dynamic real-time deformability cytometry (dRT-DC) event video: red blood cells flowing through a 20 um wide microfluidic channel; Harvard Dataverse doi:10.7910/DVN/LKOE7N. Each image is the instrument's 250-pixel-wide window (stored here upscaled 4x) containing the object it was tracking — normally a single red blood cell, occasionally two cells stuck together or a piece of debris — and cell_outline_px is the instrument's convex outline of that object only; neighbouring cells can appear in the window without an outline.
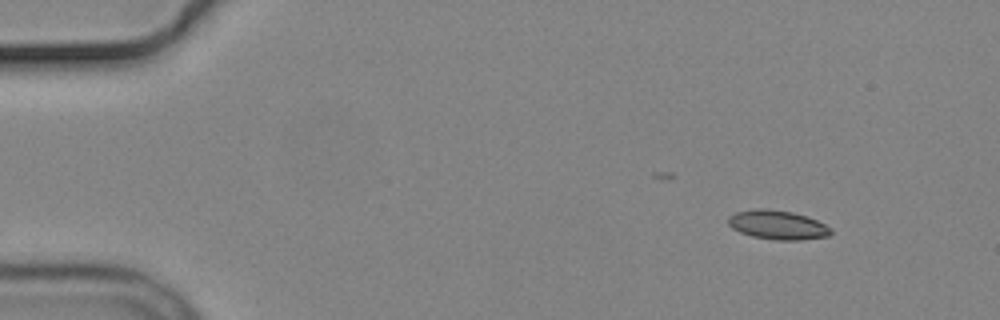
{"species": "common noctule bat (a hibernating species)", "species_latin": "Nyctalus noctula", "temperature_condition": "cold", "stored_images_in_passage": 4, "camera_frame_rate_fps": 3000, "um_per_image_px": 0.085, "animal": {"sex": "male", "body_mass_g": 19.2, "forearm_length_mm": 51.8}, "frame": {"image": 1, "passage_image": 1, "time_ms": 0.0, "image_size_px": [1000, 320], "cell_outline_px": [[832, 232], [828, 236], [800, 240], [776, 240], [752, 236], [740, 232], [732, 228], [728, 224], [728, 216], [736, 212], [760, 208], [768, 208], [792, 212], [816, 220], [832, 228]], "centroid_in_image_um": [66.08, 19.12], "position_along_channel_um": 18.9, "area_um2": 17.34}}
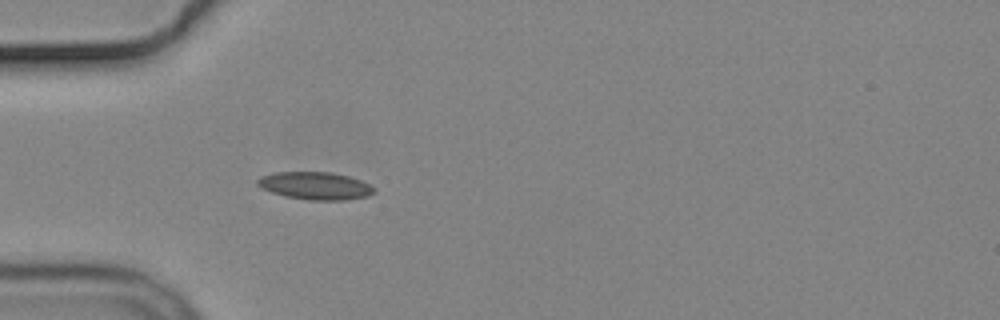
{"frame": {"image": 2, "passage_image": 4, "time_ms": 3.667, "image_size_px": [1000, 320], "cell_outline_px": [[376, 192], [368, 196], [344, 200], [308, 200], [284, 196], [260, 188], [256, 184], [256, 180], [260, 176], [272, 172], [332, 172], [348, 176], [360, 180], [376, 188]], "centroid_in_image_um": [26.77, 15.79], "position_along_channel_um": 58.2, "area_um2": 18.96}}